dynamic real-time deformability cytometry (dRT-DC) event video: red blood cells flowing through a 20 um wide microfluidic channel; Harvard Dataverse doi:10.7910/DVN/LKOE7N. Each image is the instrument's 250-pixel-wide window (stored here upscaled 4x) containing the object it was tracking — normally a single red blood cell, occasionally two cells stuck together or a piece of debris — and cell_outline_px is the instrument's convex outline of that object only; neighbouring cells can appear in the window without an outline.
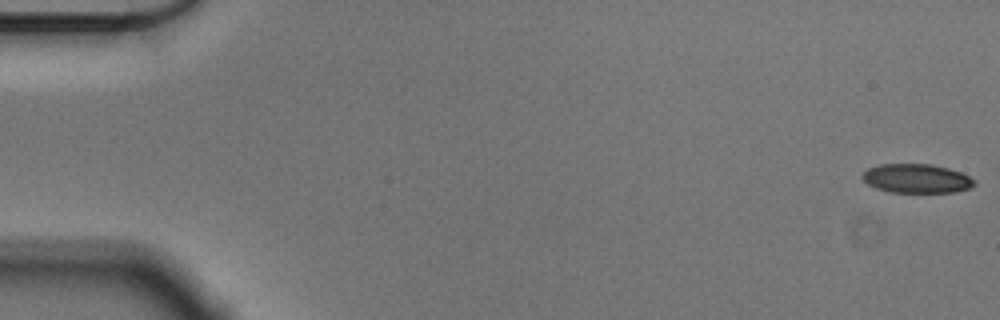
{"species": "Egyptian fruit bat (a non-hibernating species)", "species_latin": "Rousettus aegyptiacus", "temperature_condition": "cold", "stored_images_in_passage": 56, "camera_frame_rate_fps": 3000, "um_per_image_px": 0.085, "animal": {"sex": "male"}, "frame": {"image": 1, "passage_image": 1, "time_ms": 0.0, "image_size_px": [1000, 320], "cell_outline_px": [[976, 184], [972, 188], [956, 192], [892, 192], [876, 188], [868, 184], [860, 176], [868, 168], [880, 164], [932, 164], [948, 168], [960, 172], [976, 180]], "centroid_in_image_um": [77.94, 15.17], "position_along_channel_um": 7.1, "area_um2": 19.02}}
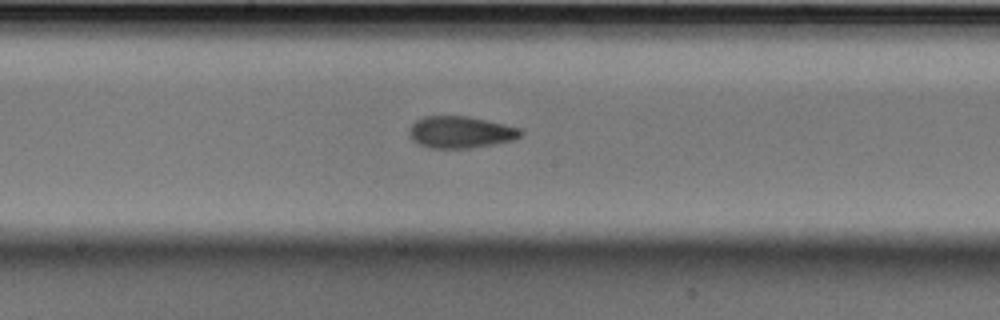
{"frame": {"image": 2, "passage_image": 30, "time_ms": 9.667, "image_size_px": [1000, 320], "cell_outline_px": [[524, 136], [516, 140], [468, 148], [428, 148], [416, 144], [408, 136], [408, 132], [412, 124], [416, 120], [424, 116], [468, 116], [504, 124], [520, 128], [524, 132]], "centroid_in_image_um": [39.14, 11.24], "position_along_channel_um": 209.1, "area_um2": 20.98}}
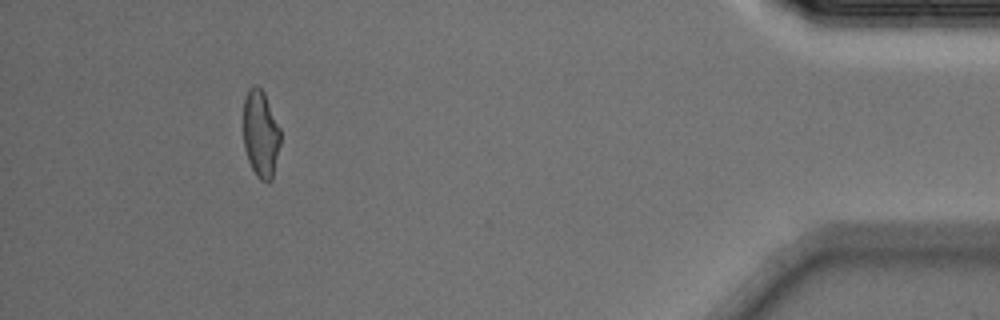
{"frame": {"image": 3, "passage_image": 52, "time_ms": 17.0, "image_size_px": [1000, 320], "cell_outline_px": [[280, 144], [272, 180], [268, 184], [260, 180], [256, 176], [248, 160], [244, 148], [244, 96], [248, 88], [252, 84], [256, 84], [264, 92], [280, 128]], "centroid_in_image_um": [22.15, 11.38], "position_along_channel_um": 413.0, "area_um2": 19.07}, "authors_computed_cell_mechanics": {"area_um2": 20.23, "velocity_mm_per_s": 3.5856, "shape_relaxation_time_tau1_ms": 8.5186, "shape_relaxation_time_tau2_ms": 3.4306, "deformation_change_tau1": 0.163, "deformation_change_tau2": 0.0969}}